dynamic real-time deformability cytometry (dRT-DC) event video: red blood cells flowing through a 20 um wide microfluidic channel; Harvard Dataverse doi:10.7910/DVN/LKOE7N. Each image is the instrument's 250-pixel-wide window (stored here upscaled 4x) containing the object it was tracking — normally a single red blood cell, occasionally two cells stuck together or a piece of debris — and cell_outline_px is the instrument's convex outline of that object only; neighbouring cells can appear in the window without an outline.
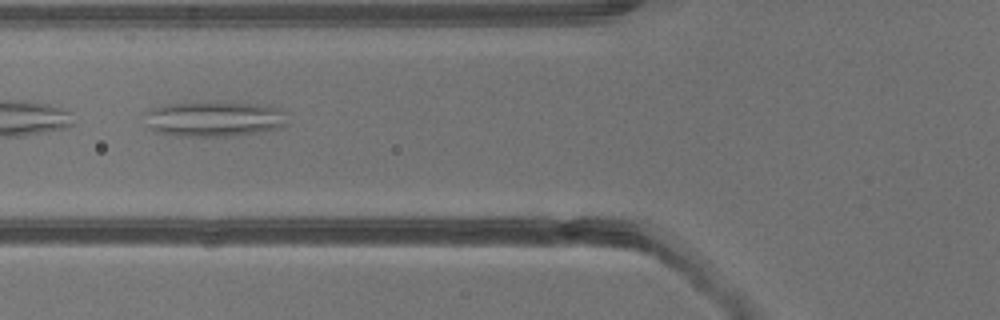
{"species": "common noctule bat (a hibernating species)", "species_latin": "Nyctalus noctula", "temperature_condition": "warm", "stored_images_in_passage": 2, "camera_frame_rate_fps": 3000, "um_per_image_px": 0.085, "animal": {"sex": "male", "body_mass_g": 13.3}, "frame": {"image": 1, "passage_image": 2, "time_ms": 1.667, "image_size_px": [1000, 320], "cell_outline_px": [[284, 124], [280, 128], [232, 136], [176, 136], [156, 132], [148, 128], [144, 112], [152, 108], [164, 104], [256, 104], [280, 108]], "centroid_in_image_um": [18.1, 10.14], "position_along_channel_um": 107.7, "area_um2": 28.38}}